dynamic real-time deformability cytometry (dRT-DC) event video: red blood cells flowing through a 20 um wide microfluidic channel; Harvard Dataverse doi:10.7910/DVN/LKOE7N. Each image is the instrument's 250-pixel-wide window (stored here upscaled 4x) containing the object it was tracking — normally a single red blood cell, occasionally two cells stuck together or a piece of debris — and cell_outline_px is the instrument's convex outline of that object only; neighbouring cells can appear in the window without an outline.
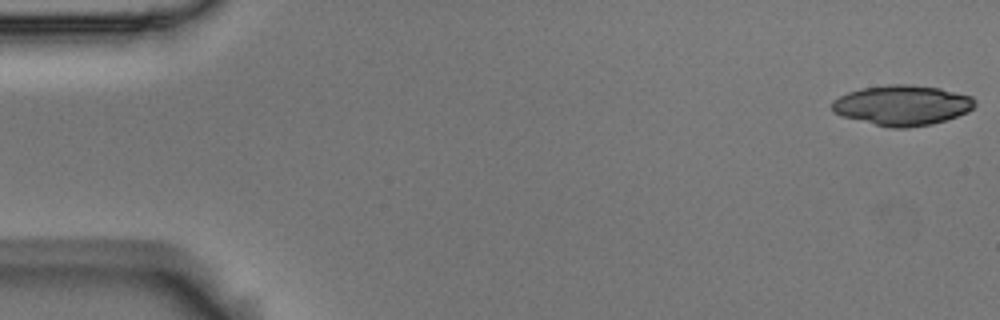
{"species": "Egyptian fruit bat (a non-hibernating species)", "species_latin": "Rousettus aegyptiacus", "temperature_condition": "room temperature", "stored_images_in_passage": 5, "segment_of_instrument_passage": [1, 2], "camera_frame_rate_fps": 3000, "um_per_image_px": 0.085, "animal": {"sex": "male"}, "frame": {"image": 1, "passage_image": 1, "time_ms": 0.0, "image_size_px": [1000, 320], "cell_outline_px": [[976, 104], [968, 112], [932, 124], [908, 128], [892, 128], [840, 116], [832, 112], [832, 100], [848, 92], [860, 88], [888, 84], [908, 84], [940, 88], [972, 96], [976, 100]], "centroid_in_image_um": [76.67, 8.94], "position_along_channel_um": 8.3, "area_um2": 33.58}}